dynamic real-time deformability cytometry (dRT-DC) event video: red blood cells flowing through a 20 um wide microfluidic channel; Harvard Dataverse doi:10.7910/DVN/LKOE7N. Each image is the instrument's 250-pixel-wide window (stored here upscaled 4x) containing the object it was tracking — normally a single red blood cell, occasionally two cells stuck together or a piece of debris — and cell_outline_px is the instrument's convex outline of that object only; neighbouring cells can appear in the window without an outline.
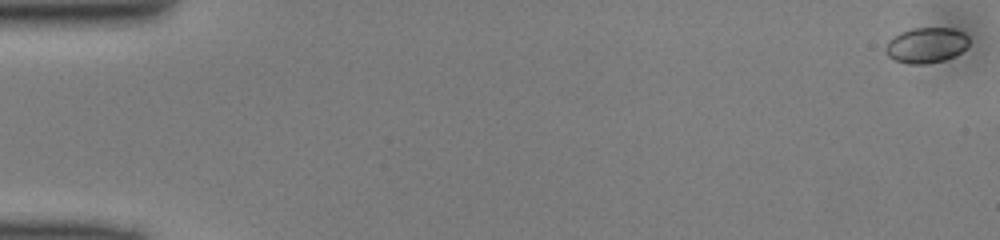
{"species": "common noctule bat (a hibernating species)", "species_latin": "Nyctalus noctula", "temperature_condition": "cold", "stored_images_in_passage": 50, "camera_frame_rate_fps": 3000, "um_per_image_px": 0.085, "animal": {"sex": "male", "body_mass_g": 13.0, "forearm_length_mm": 53.1}, "frame": {"image": 1, "passage_image": 1, "time_ms": 0.0, "image_size_px": [1000, 240], "cell_outline_px": [[968, 44], [956, 56], [944, 60], [924, 64], [908, 64], [896, 60], [888, 56], [884, 52], [884, 48], [888, 40], [892, 36], [900, 32], [912, 28], [952, 28], [964, 32], [968, 36]], "centroid_in_image_um": [78.7, 3.83], "position_along_channel_um": 6.3, "area_um2": 17.4}}
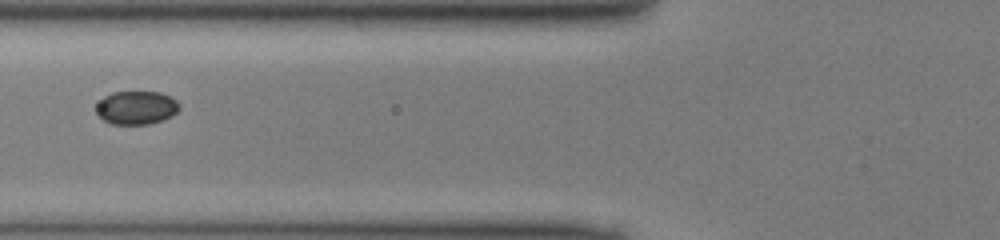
{"frame": {"image": 2, "passage_image": 20, "time_ms": 6.333, "image_size_px": [1000, 240], "cell_outline_px": [[180, 108], [172, 116], [164, 120], [148, 124], [112, 124], [104, 120], [96, 112], [96, 108], [100, 100], [104, 96], [112, 92], [160, 92], [176, 100], [180, 104]], "centroid_in_image_um": [11.61, 9.15], "position_along_channel_um": 114.2, "area_um2": 16.18}}
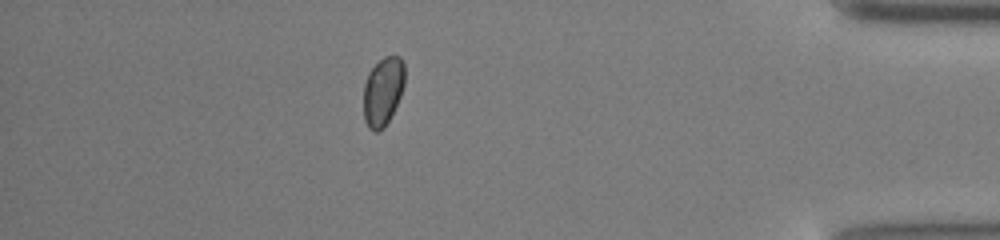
{"frame": {"image": 3, "passage_image": 44, "time_ms": 14.333, "image_size_px": [1000, 240], "cell_outline_px": [[404, 84], [400, 96], [384, 128], [376, 132], [368, 128], [364, 120], [364, 84], [368, 72], [384, 56], [400, 56], [404, 64]], "centroid_in_image_um": [32.54, 7.75], "position_along_channel_um": 402.7, "area_um2": 16.3}}